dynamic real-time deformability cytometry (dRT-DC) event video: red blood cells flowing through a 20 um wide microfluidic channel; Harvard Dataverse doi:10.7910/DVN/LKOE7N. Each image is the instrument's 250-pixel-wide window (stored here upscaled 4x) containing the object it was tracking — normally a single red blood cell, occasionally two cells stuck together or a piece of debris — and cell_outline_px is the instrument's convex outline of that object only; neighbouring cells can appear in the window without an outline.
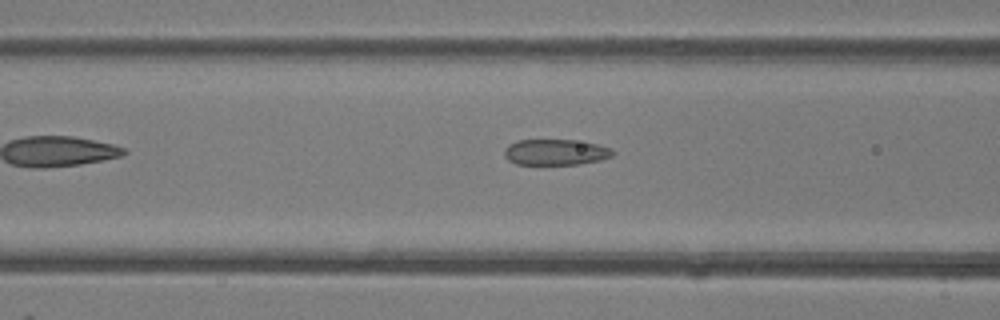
{"species": "common noctule bat (a hibernating species)", "species_latin": "Nyctalus noctula", "temperature_condition": "room temperature", "stored_images_in_passage": 9, "camera_frame_rate_fps": 3000, "um_per_image_px": 0.085, "animal": {"sex": "female"}, "frame": {"image": 1, "passage_image": 4, "time_ms": 1.0, "image_size_px": [1000, 320], "cell_outline_px": [[616, 152], [612, 156], [600, 160], [580, 164], [516, 164], [508, 160], [504, 156], [504, 148], [508, 144], [516, 140], [572, 140], [596, 144], [612, 148]], "centroid_in_image_um": [47.21, 12.93], "position_along_channel_um": 119.4, "area_um2": 16.42}}
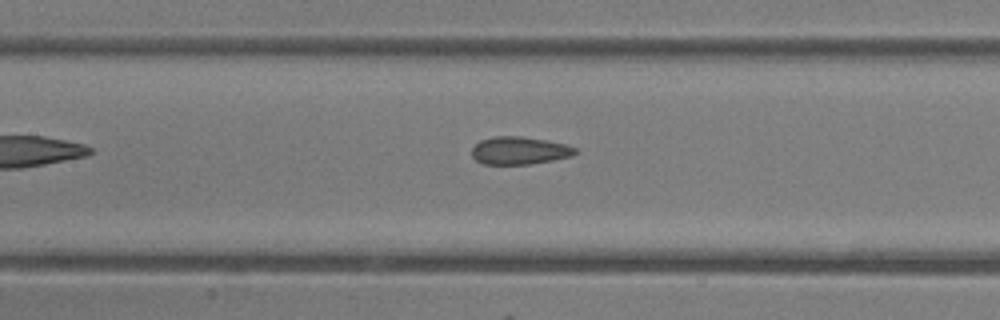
{"frame": {"image": 2, "passage_image": 7, "time_ms": 2.0, "image_size_px": [1000, 320], "cell_outline_px": [[576, 152], [572, 156], [552, 160], [528, 164], [484, 164], [476, 160], [472, 156], [472, 148], [480, 140], [492, 136], [520, 136], [548, 140], [564, 144], [576, 148]], "centroid_in_image_um": [44.13, 12.79], "position_along_channel_um": 163.3, "area_um2": 16.65}}